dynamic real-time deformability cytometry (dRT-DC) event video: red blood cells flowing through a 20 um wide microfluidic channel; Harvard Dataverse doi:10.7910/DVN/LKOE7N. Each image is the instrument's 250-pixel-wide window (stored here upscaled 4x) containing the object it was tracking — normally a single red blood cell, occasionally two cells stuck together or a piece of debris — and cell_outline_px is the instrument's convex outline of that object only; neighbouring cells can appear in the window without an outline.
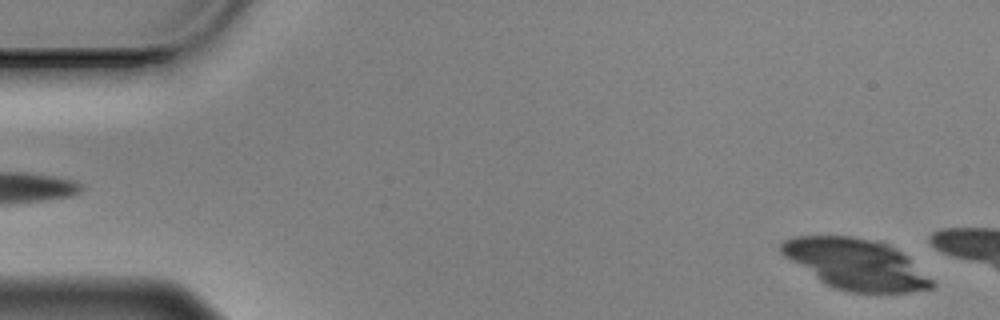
{"species": "Egyptian fruit bat (a non-hibernating species)", "species_latin": "Rousettus aegyptiacus", "temperature_condition": "cold", "stored_images_in_passage": 8, "camera_frame_rate_fps": 3000, "um_per_image_px": 0.085, "animal": {"sex": "male"}, "frame": {"image": 1, "passage_image": 2, "time_ms": 0.333, "image_size_px": [1000, 320], "cell_outline_px": [[928, 284], [912, 288], [848, 288], [836, 284], [828, 280], [792, 256], [784, 248], [784, 244], [792, 240], [856, 240], [872, 244], [884, 248], [900, 256], [928, 280]], "centroid_in_image_um": [72.76, 22.44], "position_along_channel_um": 12.2, "area_um2": 33.99}}